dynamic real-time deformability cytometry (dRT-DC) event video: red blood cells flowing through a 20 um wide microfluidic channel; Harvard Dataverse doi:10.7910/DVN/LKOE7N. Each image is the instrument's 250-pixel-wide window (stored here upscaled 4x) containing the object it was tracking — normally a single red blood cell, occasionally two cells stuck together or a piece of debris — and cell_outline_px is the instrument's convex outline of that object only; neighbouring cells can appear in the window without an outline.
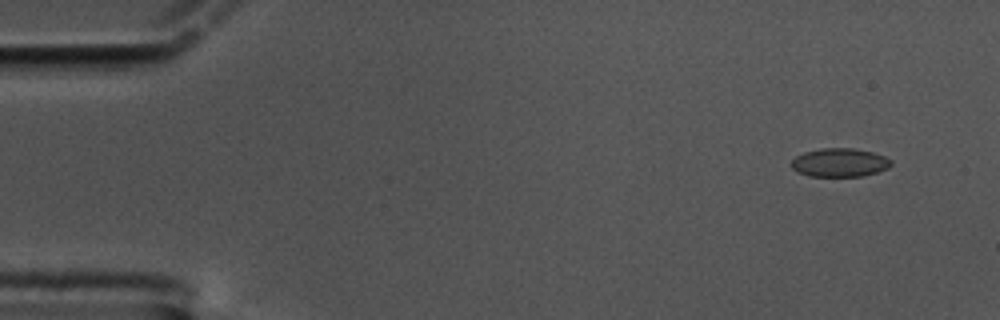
{"species": "common noctule bat (a hibernating species)", "species_latin": "Nyctalus noctula", "temperature_condition": "cold", "stored_images_in_passage": 60, "camera_frame_rate_fps": 3000, "um_per_image_px": 0.085, "animal": {"sex": "male", "body_mass_g": 17.5, "forearm_length_mm": 52.3}, "frame": {"image": 1, "passage_image": 5, "time_ms": 1.333, "image_size_px": [1000, 320], "cell_outline_px": [[892, 164], [888, 168], [876, 172], [860, 176], [808, 176], [792, 168], [788, 164], [796, 156], [804, 152], [820, 148], [852, 148], [872, 152], [884, 156], [892, 160]], "centroid_in_image_um": [71.35, 13.81], "position_along_channel_um": 13.7, "area_um2": 16.59}}
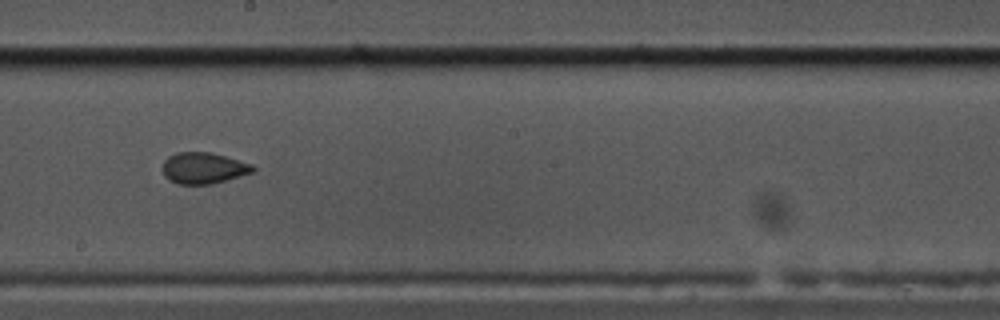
{"frame": {"image": 2, "passage_image": 34, "time_ms": 11.0, "image_size_px": [1000, 320], "cell_outline_px": [[256, 172], [212, 184], [180, 184], [168, 180], [164, 176], [160, 168], [164, 160], [168, 156], [176, 152], [212, 152], [252, 164], [256, 168]], "centroid_in_image_um": [17.29, 14.28], "position_along_channel_um": 230.9, "area_um2": 16.82}}
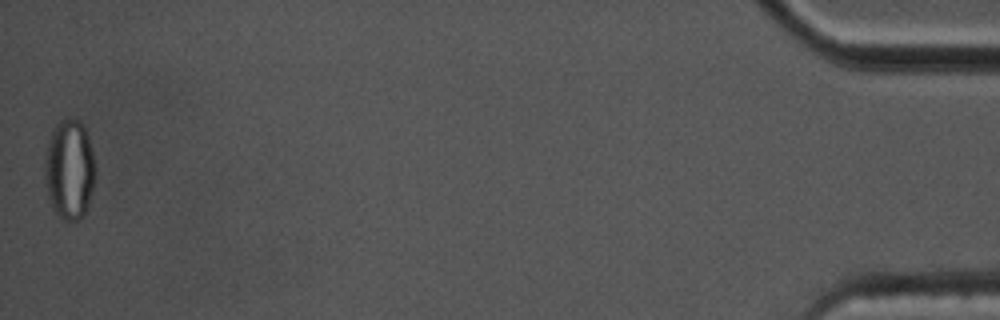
{"frame": {"image": 3, "passage_image": 60, "time_ms": 19.667, "image_size_px": [1000, 320], "cell_outline_px": [[96, 172], [88, 204], [84, 216], [76, 220], [64, 220], [52, 208], [44, 184], [44, 160], [52, 128], [60, 120], [80, 120], [88, 136], [92, 152]], "centroid_in_image_um": [5.88, 14.42], "position_along_channel_um": 429.3, "area_um2": 29.42}, "authors_computed_cell_mechanics": {"area_um2": 16.762, "velocity_mm_per_s": 3.379, "shape_relaxation_time_tau1_ms": null, "shape_relaxation_time_tau2_ms": 1.6264, "deformation_change_tau1": null, "deformation_change_tau2": 0.0506}}